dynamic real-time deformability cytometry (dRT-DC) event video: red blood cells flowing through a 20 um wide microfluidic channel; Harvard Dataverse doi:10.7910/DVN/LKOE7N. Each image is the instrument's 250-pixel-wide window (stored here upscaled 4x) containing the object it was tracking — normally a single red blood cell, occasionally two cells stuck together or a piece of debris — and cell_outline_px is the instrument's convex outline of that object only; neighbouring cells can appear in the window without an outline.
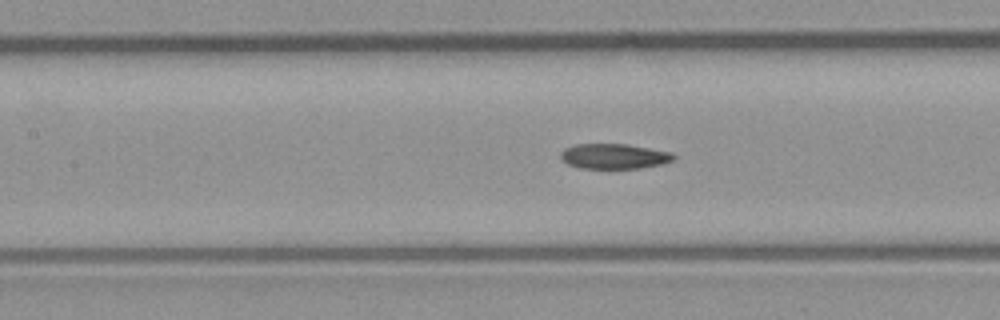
{"species": "common noctule bat (a hibernating species)", "species_latin": "Nyctalus noctula", "temperature_condition": "room temperature", "stored_images_in_passage": 54, "camera_frame_rate_fps": 3000, "um_per_image_px": 0.085, "animal": {"sex": "male", "body_mass_g": 23.1, "forearm_length_mm": 52.7}, "frame": {"image": 1, "passage_image": 24, "time_ms": 7.667, "image_size_px": [1000, 320], "cell_outline_px": [[676, 160], [664, 164], [640, 168], [580, 168], [568, 164], [560, 156], [560, 152], [564, 148], [576, 144], [628, 144], [672, 152], [676, 156]], "centroid_in_image_um": [52.25, 13.28], "position_along_channel_um": 155.2, "area_um2": 16.7}}
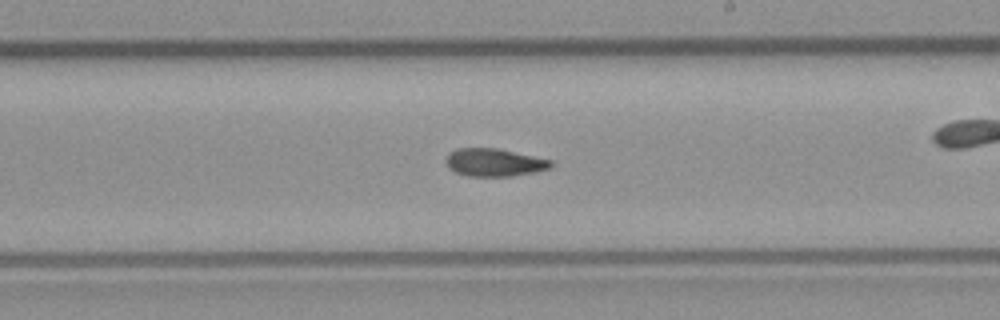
{"frame": {"image": 2, "passage_image": 31, "time_ms": 10.0, "image_size_px": [1000, 320], "cell_outline_px": [[552, 164], [548, 168], [532, 172], [512, 176], [468, 176], [456, 172], [448, 168], [444, 160], [448, 152], [456, 148], [496, 148], [552, 160]], "centroid_in_image_um": [41.93, 13.8], "position_along_channel_um": 247.1, "area_um2": 16.94}, "authors_computed_cell_mechanics": {"area_um2": 17.0799, "velocity_mm_per_s": 3.9403, "shape_relaxation_time_tau1_ms": null, "shape_relaxation_time_tau2_ms": 4.8755, "deformation_change_tau1": null, "deformation_change_tau2": 0.1082}}